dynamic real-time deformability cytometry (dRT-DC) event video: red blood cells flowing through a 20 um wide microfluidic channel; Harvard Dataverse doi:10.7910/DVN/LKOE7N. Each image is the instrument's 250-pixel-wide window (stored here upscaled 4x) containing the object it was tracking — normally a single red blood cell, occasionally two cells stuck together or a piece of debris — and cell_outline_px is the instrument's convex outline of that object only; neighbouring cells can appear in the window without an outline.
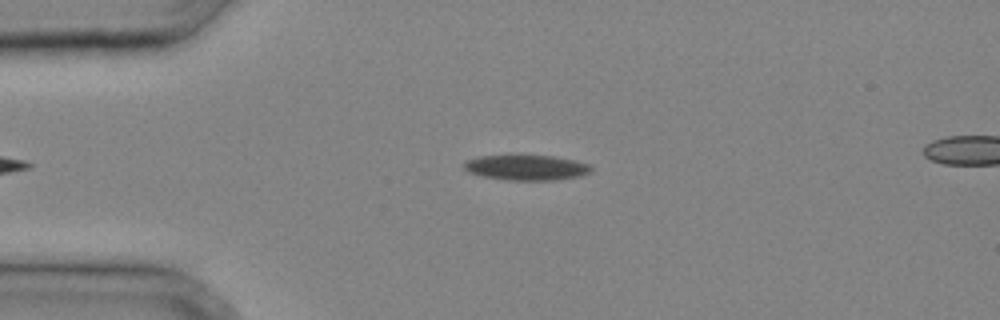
{"species": "common noctule bat (a hibernating species)", "species_latin": "Nyctalus noctula", "temperature_condition": "cold", "stored_images_in_passage": 28, "camera_frame_rate_fps": 3000, "um_per_image_px": 0.085, "animal": {"sex": "male", "body_mass_g": 20.4}, "frame": {"image": 1, "passage_image": 2, "time_ms": 0.333, "image_size_px": [1000, 320], "cell_outline_px": [[592, 172], [580, 176], [556, 180], [508, 180], [480, 176], [468, 172], [464, 168], [464, 160], [480, 156], [552, 156], [576, 160], [588, 164], [592, 168]], "centroid_in_image_um": [44.74, 14.25], "position_along_channel_um": 40.3, "area_um2": 18.73}}
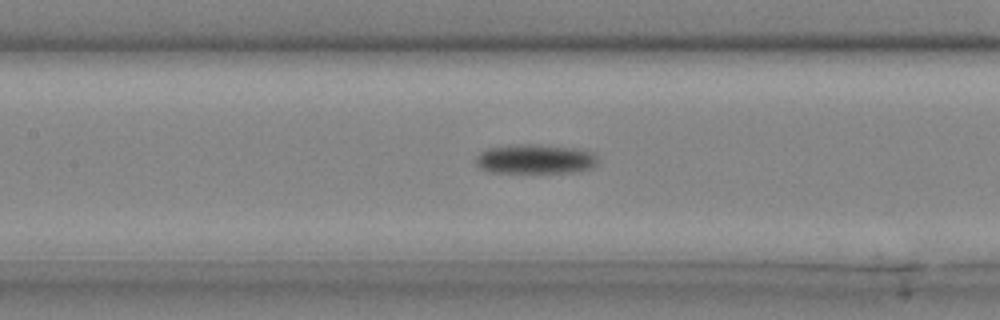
{"frame": {"image": 2, "passage_image": 10, "time_ms": 3.0, "image_size_px": [1000, 320], "cell_outline_px": [[596, 164], [592, 168], [572, 172], [492, 172], [480, 168], [476, 164], [476, 156], [480, 152], [488, 148], [508, 144], [532, 144], [576, 148], [592, 152], [596, 156]], "centroid_in_image_um": [45.46, 13.51], "position_along_channel_um": 161.9, "area_um2": 20.92}}
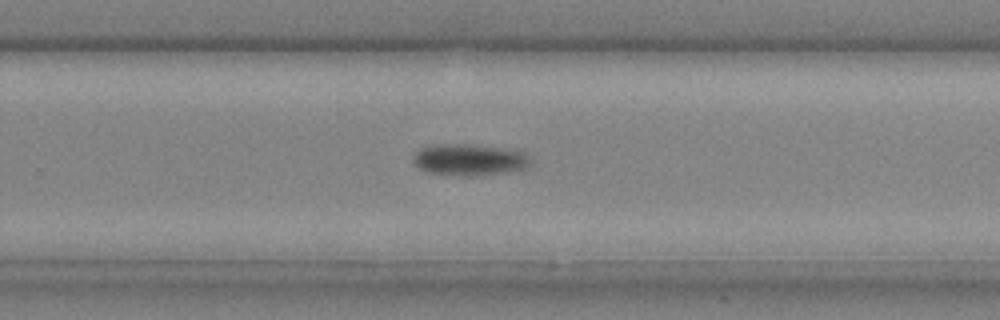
{"frame": {"image": 3, "passage_image": 17, "time_ms": 5.333, "image_size_px": [1000, 320], "cell_outline_px": [[532, 164], [528, 168], [512, 172], [476, 176], [464, 176], [428, 172], [420, 168], [412, 160], [416, 152], [420, 148], [432, 144], [468, 144], [508, 148], [524, 152], [532, 160]], "centroid_in_image_um": [39.97, 13.58], "position_along_channel_um": 289.8, "area_um2": 22.02}}